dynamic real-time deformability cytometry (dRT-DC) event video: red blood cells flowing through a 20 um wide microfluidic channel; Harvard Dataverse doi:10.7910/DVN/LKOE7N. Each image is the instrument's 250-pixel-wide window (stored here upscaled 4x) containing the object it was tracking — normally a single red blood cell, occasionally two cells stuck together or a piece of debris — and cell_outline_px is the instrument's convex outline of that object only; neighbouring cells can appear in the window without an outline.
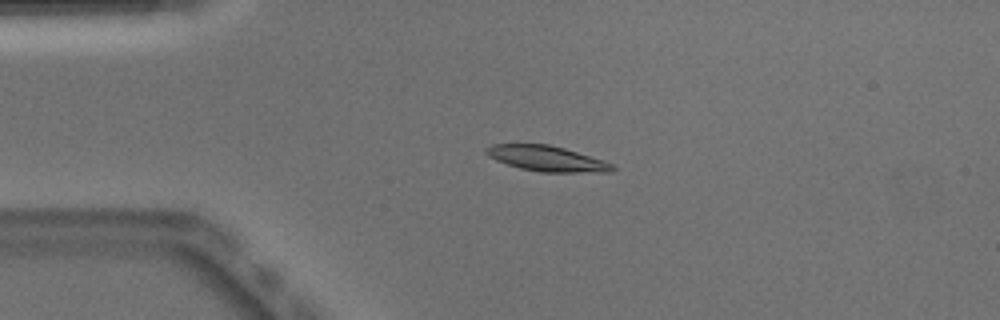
{"species": "Egyptian fruit bat (a non-hibernating species)", "species_latin": "Rousettus aegyptiacus", "temperature_condition": "warm", "stored_images_in_passage": 40, "camera_frame_rate_fps": 3000, "um_per_image_px": 0.085, "animal": {"sex": "male"}, "frame": {"image": 1, "passage_image": 1, "time_ms": 0.0, "image_size_px": [1000, 320], "cell_outline_px": [[616, 168], [612, 172], [540, 172], [520, 168], [496, 160], [488, 156], [484, 152], [484, 148], [492, 144], [548, 144], [564, 148], [604, 160], [612, 164]], "centroid_in_image_um": [46.47, 13.47], "position_along_channel_um": 38.5, "area_um2": 18.73}}
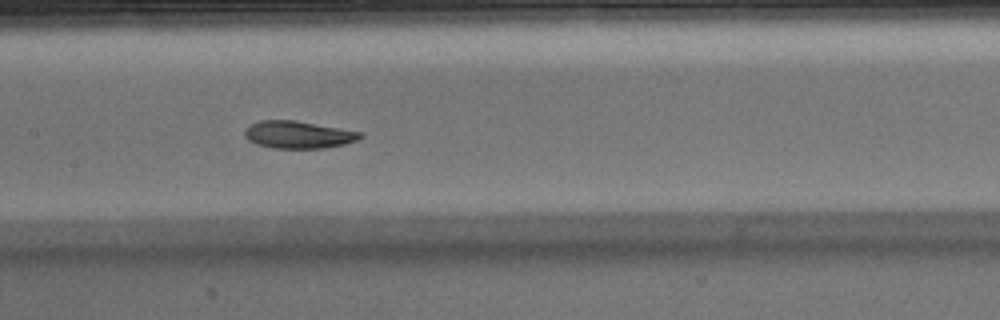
{"frame": {"image": 2, "passage_image": 14, "time_ms": 4.333, "image_size_px": [1000, 320], "cell_outline_px": [[364, 136], [356, 140], [344, 144], [324, 148], [272, 148], [256, 144], [248, 140], [244, 136], [244, 132], [252, 124], [260, 120], [296, 120], [364, 132]], "centroid_in_image_um": [25.38, 11.44], "position_along_channel_um": 182.0, "area_um2": 18.5}}
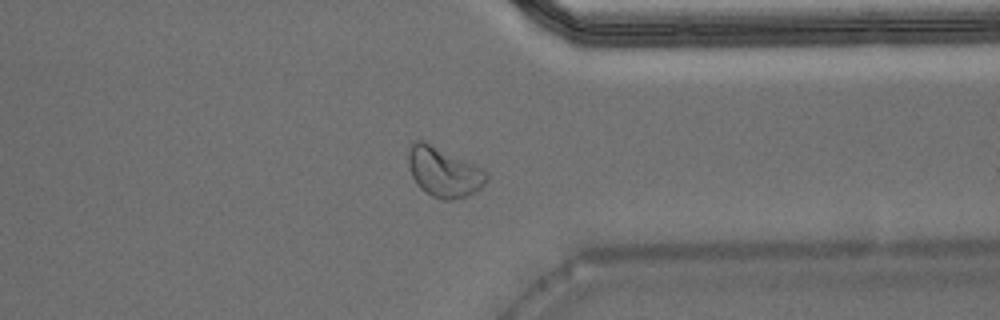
{"frame": {"image": 3, "passage_image": 29, "time_ms": 9.333, "image_size_px": [1000, 320], "cell_outline_px": [[488, 180], [480, 188], [464, 196], [448, 200], [444, 200], [432, 196], [420, 188], [416, 184], [408, 168], [408, 152], [412, 144], [416, 140], [420, 140], [484, 168], [488, 172]], "centroid_in_image_um": [37.72, 14.63], "position_along_channel_um": 373.7, "area_um2": 22.31}, "authors_computed_cell_mechanics": {"area_um2": 18.9584, "velocity_mm_per_s": 3.9129, "shape_relaxation_time_tau1_ms": 3.1118, "shape_relaxation_time_tau2_ms": 5.015, "deformation_change_tau1": 0.1258, "deformation_change_tau2": 0.0856}}